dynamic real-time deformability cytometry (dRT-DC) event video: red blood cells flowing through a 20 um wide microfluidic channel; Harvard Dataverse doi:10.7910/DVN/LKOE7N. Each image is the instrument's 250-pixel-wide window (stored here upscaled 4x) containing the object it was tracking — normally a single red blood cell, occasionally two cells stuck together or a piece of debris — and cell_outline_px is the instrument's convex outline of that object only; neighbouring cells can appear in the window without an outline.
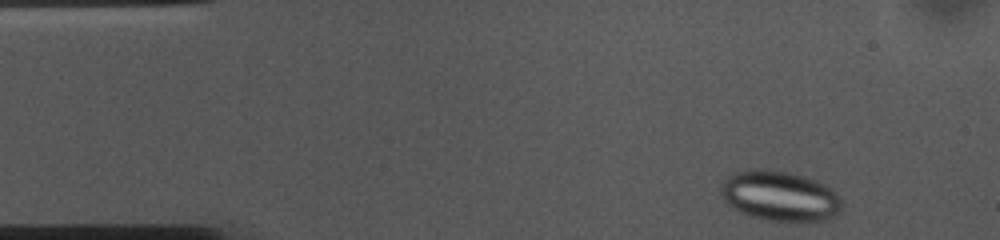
{"species": "common noctule bat (a hibernating species)", "species_latin": "Nyctalus noctula", "temperature_condition": "cold", "stored_images_in_passage": 42, "camera_frame_rate_fps": 3000, "um_per_image_px": 0.085, "animal": {"sex": "female", "body_mass_g": 10.0, "forearm_length_mm": 53.1}, "frame": {"image": 1, "passage_image": 1, "time_ms": 0.0, "image_size_px": [1000, 240], "cell_outline_px": [[840, 212], [836, 216], [824, 220], [768, 220], [752, 216], [740, 212], [732, 208], [724, 200], [720, 192], [720, 188], [724, 180], [728, 176], [736, 172], [788, 172], [804, 176], [816, 180], [824, 184], [840, 200]], "centroid_in_image_um": [66.27, 16.69], "position_along_channel_um": 18.7, "area_um2": 34.04}}
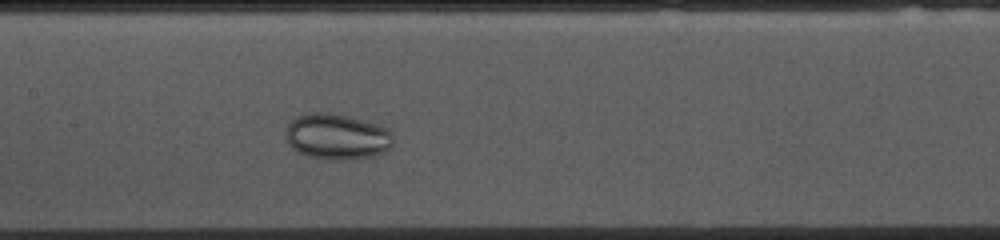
{"frame": {"image": 2, "passage_image": 20, "time_ms": 6.333, "image_size_px": [1000, 240], "cell_outline_px": [[392, 144], [384, 152], [372, 156], [352, 160], [328, 160], [308, 156], [292, 148], [288, 144], [284, 136], [284, 132], [288, 124], [296, 116], [308, 112], [328, 112], [348, 116], [364, 120], [388, 128], [392, 132]], "centroid_in_image_um": [28.61, 11.61], "position_along_channel_um": 178.8, "area_um2": 29.07}}
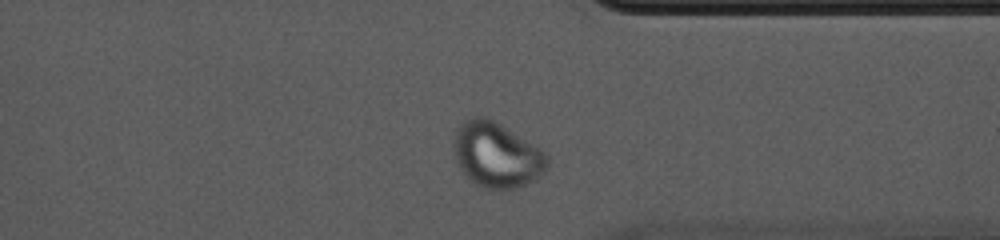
{"frame": {"image": 3, "passage_image": 36, "time_ms": 11.667, "image_size_px": [1000, 240], "cell_outline_px": [[548, 164], [544, 172], [536, 180], [520, 188], [480, 188], [460, 168], [452, 152], [456, 128], [464, 120], [476, 116], [488, 116], [540, 148], [548, 156]], "centroid_in_image_um": [42.21, 13.15], "position_along_channel_um": 369.2, "area_um2": 35.72}}